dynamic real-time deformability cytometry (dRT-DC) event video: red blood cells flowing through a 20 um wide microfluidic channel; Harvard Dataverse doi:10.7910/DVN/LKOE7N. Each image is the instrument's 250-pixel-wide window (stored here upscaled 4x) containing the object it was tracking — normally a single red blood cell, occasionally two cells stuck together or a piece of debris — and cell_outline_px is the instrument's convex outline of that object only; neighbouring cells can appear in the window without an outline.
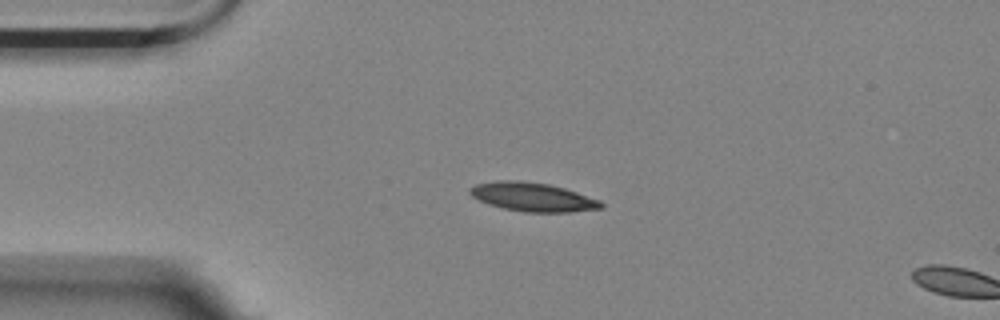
{"species": "Egyptian fruit bat (a non-hibernating species)", "species_latin": "Rousettus aegyptiacus", "temperature_condition": "room temperature", "stored_images_in_passage": 3, "camera_frame_rate_fps": 3000, "um_per_image_px": 0.085, "animal": {"sex": "female"}, "frame": {"image": 1, "passage_image": 1, "time_ms": 0.0, "image_size_px": [1000, 320], "cell_outline_px": [[604, 208], [572, 212], [524, 212], [504, 208], [488, 204], [472, 196], [468, 192], [468, 188], [476, 184], [496, 180], [520, 180], [548, 184], [564, 188], [600, 200], [604, 204]], "centroid_in_image_um": [45.27, 16.74], "position_along_channel_um": 39.7, "area_um2": 22.08}}